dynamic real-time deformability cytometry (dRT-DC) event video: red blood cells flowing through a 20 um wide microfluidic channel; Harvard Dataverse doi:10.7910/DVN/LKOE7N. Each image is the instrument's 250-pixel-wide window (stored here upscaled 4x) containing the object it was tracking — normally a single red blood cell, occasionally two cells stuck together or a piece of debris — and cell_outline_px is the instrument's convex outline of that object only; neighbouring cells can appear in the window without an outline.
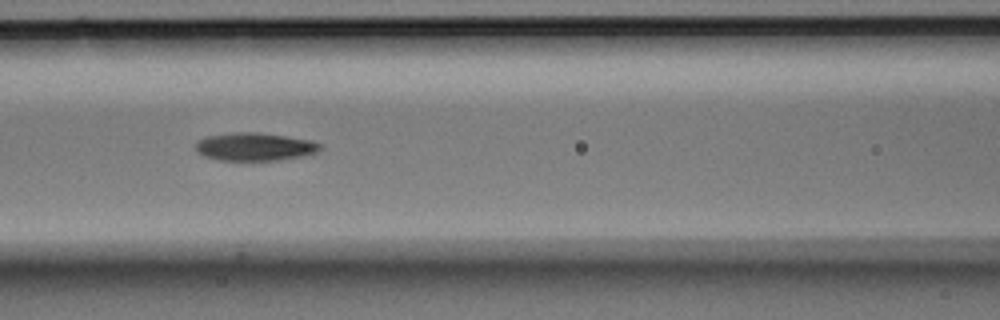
{"species": "Egyptian fruit bat (a non-hibernating species)", "species_latin": "Rousettus aegyptiacus", "temperature_condition": "room temperature", "stored_images_in_passage": 16, "camera_frame_rate_fps": 3000, "um_per_image_px": 0.085, "animal": {"sex": "male"}, "frame": {"image": 1, "passage_image": 5, "time_ms": 1.333, "image_size_px": [1000, 320], "cell_outline_px": [[320, 148], [316, 152], [300, 156], [280, 160], [220, 160], [204, 156], [196, 148], [196, 144], [200, 140], [208, 136], [244, 132], [256, 132], [312, 140], [320, 144]], "centroid_in_image_um": [21.67, 12.48], "position_along_channel_um": 144.9, "area_um2": 19.77}}
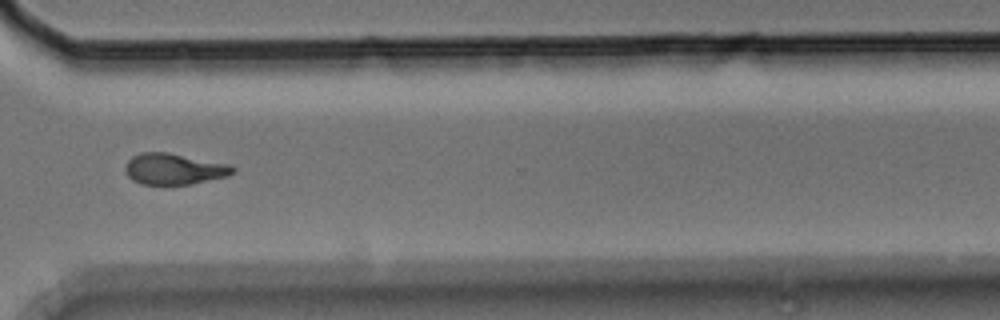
{"frame": {"image": 2, "passage_image": 10, "time_ms": 3.0, "image_size_px": [1000, 320], "cell_outline_px": [[236, 172], [228, 176], [192, 184], [164, 188], [140, 184], [132, 180], [128, 176], [124, 168], [128, 160], [132, 156], [140, 152], [168, 152], [232, 164], [236, 168]], "centroid_in_image_um": [14.8, 14.4], "position_along_channel_um": 355.8, "area_um2": 20.58}}
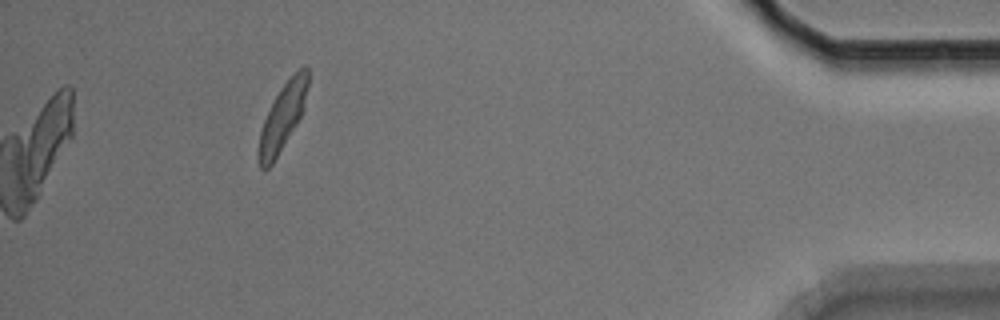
{"frame": {"image": 3, "passage_image": 16, "time_ms": 5.0, "image_size_px": [1000, 320], "cell_outline_px": [[308, 84], [304, 108], [296, 124], [272, 164], [268, 168], [260, 168], [256, 156], [256, 152], [260, 132], [264, 120], [280, 88], [304, 64], [308, 68]], "centroid_in_image_um": [23.99, 9.98], "position_along_channel_um": 411.2, "area_um2": 18.79}}